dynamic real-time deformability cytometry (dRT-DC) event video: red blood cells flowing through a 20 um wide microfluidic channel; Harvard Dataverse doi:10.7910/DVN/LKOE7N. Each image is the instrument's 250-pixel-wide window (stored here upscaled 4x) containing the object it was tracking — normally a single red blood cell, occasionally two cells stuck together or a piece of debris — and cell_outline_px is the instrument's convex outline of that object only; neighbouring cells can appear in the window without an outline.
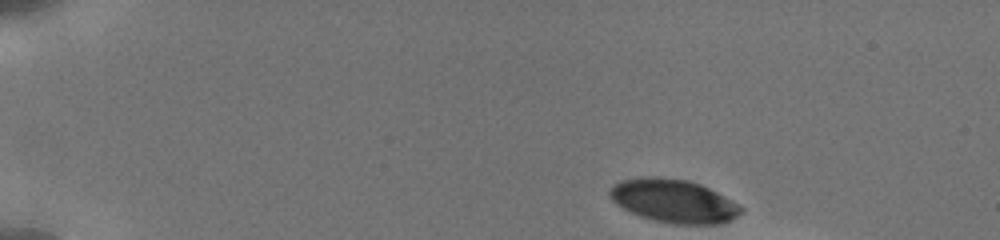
{"species": "human", "species_latin": "Homo sapiens", "temperature_condition": "cold", "stored_images_in_passage": 12, "camera_frame_rate_fps": 3000, "um_per_image_px": 0.085, "donor": {"sex": "male"}, "frame": {"image": 1, "passage_image": 1, "time_ms": 0.0, "image_size_px": [1000, 240], "cell_outline_px": [[744, 208], [736, 216], [720, 224], [676, 224], [656, 220], [640, 216], [616, 204], [608, 196], [608, 192], [612, 184], [620, 180], [644, 176], [656, 176], [688, 180], [700, 184], [724, 196]], "centroid_in_image_um": [57.21, 17.06], "position_along_channel_um": 27.8, "area_um2": 33.0}}
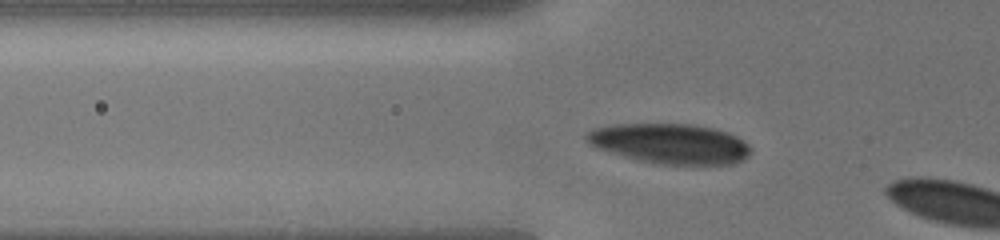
{"frame": {"image": 2, "passage_image": 10, "time_ms": 3.667, "image_size_px": [1000, 240], "cell_outline_px": [[752, 152], [744, 160], [732, 164], [660, 164], [640, 160], [624, 156], [596, 148], [588, 144], [584, 136], [584, 132], [592, 128], [612, 124], [692, 124], [712, 128], [728, 132], [744, 140], [752, 148]], "centroid_in_image_um": [56.94, 12.2], "position_along_channel_um": 68.9, "area_um2": 38.61}}